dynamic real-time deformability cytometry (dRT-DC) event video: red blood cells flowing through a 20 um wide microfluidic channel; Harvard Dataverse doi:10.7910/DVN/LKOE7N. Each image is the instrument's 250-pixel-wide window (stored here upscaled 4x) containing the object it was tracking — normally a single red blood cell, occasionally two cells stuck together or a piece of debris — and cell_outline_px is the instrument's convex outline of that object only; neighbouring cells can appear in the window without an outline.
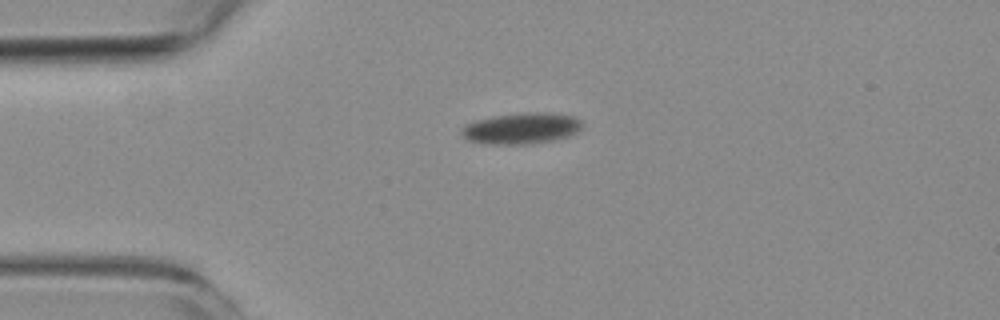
{"species": "common noctule bat (a hibernating species)", "species_latin": "Nyctalus noctula", "temperature_condition": "room temperature", "stored_images_in_passage": 2, "camera_frame_rate_fps": 3000, "um_per_image_px": 0.085, "animal": {"sex": "female", "body_mass_g": 19.3, "forearm_length_mm": 54.1}, "frame": {"image": 1, "passage_image": 1, "time_ms": 0.0, "image_size_px": [1000, 320], "cell_outline_px": [[580, 128], [572, 136], [556, 140], [528, 144], [488, 144], [468, 140], [464, 136], [464, 124], [476, 120], [496, 116], [528, 112], [544, 112], [576, 116], [580, 120]], "centroid_in_image_um": [44.37, 10.91], "position_along_channel_um": 40.6, "area_um2": 21.73}}